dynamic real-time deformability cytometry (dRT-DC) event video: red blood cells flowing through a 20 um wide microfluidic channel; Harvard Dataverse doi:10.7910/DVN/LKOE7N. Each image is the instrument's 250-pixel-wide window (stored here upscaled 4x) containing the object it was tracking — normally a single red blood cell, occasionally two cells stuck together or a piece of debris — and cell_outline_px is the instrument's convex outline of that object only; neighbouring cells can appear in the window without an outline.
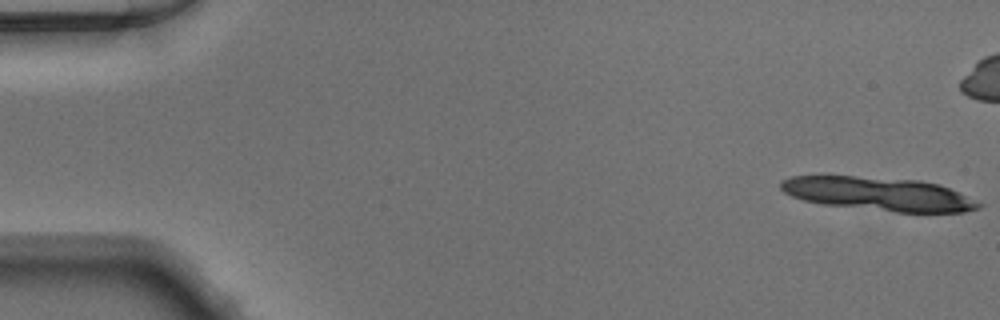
{"species": "Egyptian fruit bat (a non-hibernating species)", "species_latin": "Rousettus aegyptiacus", "temperature_condition": "warm", "stored_images_in_passage": 10, "camera_frame_rate_fps": 3000, "um_per_image_px": 0.085, "animal": {"sex": "male"}, "frame": {"image": 1, "passage_image": 1, "time_ms": 0.0, "image_size_px": [1000, 320], "cell_outline_px": [[984, 204], [980, 208], [964, 212], [896, 212], [824, 204], [804, 200], [792, 196], [784, 192], [780, 188], [780, 180], [792, 176], [856, 176], [920, 180], [940, 184], [976, 200]], "centroid_in_image_um": [74.7, 16.48], "position_along_channel_um": 10.3, "area_um2": 38.61}}